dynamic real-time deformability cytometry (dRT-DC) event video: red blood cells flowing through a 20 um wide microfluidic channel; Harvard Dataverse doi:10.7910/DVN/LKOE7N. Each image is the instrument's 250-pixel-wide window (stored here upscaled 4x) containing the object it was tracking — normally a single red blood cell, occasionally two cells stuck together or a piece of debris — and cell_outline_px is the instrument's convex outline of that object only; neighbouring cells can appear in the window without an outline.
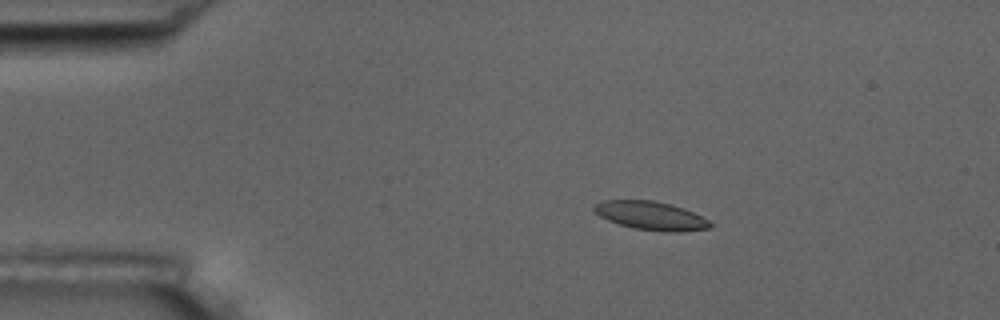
{"species": "common noctule bat (a hibernating species)", "species_latin": "Nyctalus noctula", "temperature_condition": "room temperature", "stored_images_in_passage": 7, "camera_frame_rate_fps": 3000, "um_per_image_px": 0.085, "animal": {"sex": "male", "body_mass_g": 17.5, "forearm_length_mm": 52.3}, "frame": {"image": 1, "passage_image": 4, "time_ms": 3.333, "image_size_px": [1000, 320], "cell_outline_px": [[712, 224], [708, 228], [680, 232], [668, 232], [632, 228], [608, 220], [600, 216], [592, 208], [600, 200], [652, 200], [672, 204], [684, 208], [708, 220]], "centroid_in_image_um": [55.3, 18.32], "position_along_channel_um": 29.7, "area_um2": 19.19}}
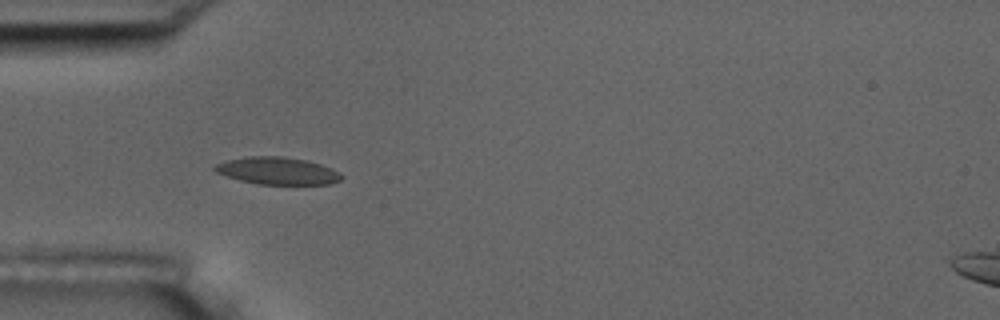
{"frame": {"image": 2, "passage_image": 6, "time_ms": 5.667, "image_size_px": [1000, 320], "cell_outline_px": [[344, 176], [340, 180], [332, 184], [256, 184], [240, 180], [216, 172], [212, 168], [216, 164], [228, 160], [248, 156], [284, 156], [304, 160], [320, 164], [332, 168], [340, 172]], "centroid_in_image_um": [23.61, 14.52], "position_along_channel_um": 61.4, "area_um2": 20.11}}